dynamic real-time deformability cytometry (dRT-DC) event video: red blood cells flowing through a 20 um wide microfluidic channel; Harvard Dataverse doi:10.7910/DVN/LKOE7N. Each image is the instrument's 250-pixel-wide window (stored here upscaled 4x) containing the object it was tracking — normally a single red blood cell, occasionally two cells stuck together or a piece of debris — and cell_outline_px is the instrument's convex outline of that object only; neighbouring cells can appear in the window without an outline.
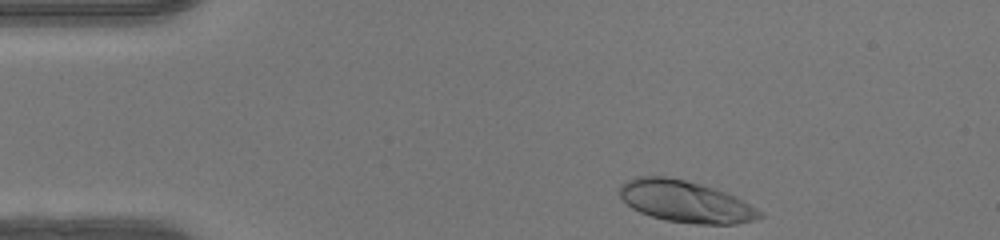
{"species": "human", "species_latin": "Homo sapiens", "temperature_condition": "warm", "stored_images_in_passage": 35, "camera_frame_rate_fps": 3000, "um_per_image_px": 0.085, "donor": {"sex": "female"}, "frame": {"image": 1, "passage_image": 1, "time_ms": 0.0, "image_size_px": [1000, 240], "cell_outline_px": [[764, 216], [756, 220], [736, 224], [696, 224], [668, 220], [652, 216], [640, 212], [632, 208], [616, 192], [620, 184], [636, 176], [664, 176], [684, 180], [700, 184], [736, 196], [764, 212]], "centroid_in_image_um": [58.28, 17.13], "position_along_channel_um": 26.7, "area_um2": 34.04}}
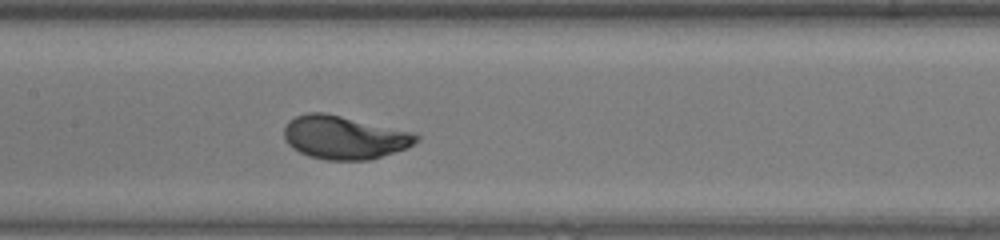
{"frame": {"image": 2, "passage_image": 17, "time_ms": 5.333, "image_size_px": [1000, 240], "cell_outline_px": [[420, 140], [408, 148], [368, 160], [328, 160], [308, 156], [292, 148], [284, 140], [284, 128], [288, 120], [296, 116], [308, 112], [324, 112], [416, 132], [420, 136]], "centroid_in_image_um": [29.29, 11.67], "position_along_channel_um": 178.1, "area_um2": 33.76}}
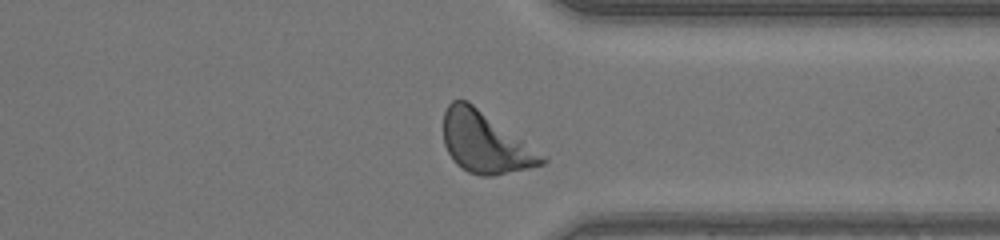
{"frame": {"image": 3, "passage_image": 31, "time_ms": 10.0, "image_size_px": [1000, 240], "cell_outline_px": [[548, 160], [544, 164], [528, 168], [492, 176], [480, 176], [468, 172], [456, 164], [452, 160], [444, 144], [444, 112], [448, 104], [452, 100], [468, 100], [548, 156]], "centroid_in_image_um": [41.27, 12.11], "position_along_channel_um": 370.1, "area_um2": 35.37}, "authors_computed_cell_mechanics": {"area_um2": 32.5414, "velocity_mm_per_s": 4.1543, "shape_relaxation_time_tau1_ms": 2.5057, "shape_relaxation_time_tau2_ms": null, "deformation_change_tau1": 0.1851, "deformation_change_tau2": null}}